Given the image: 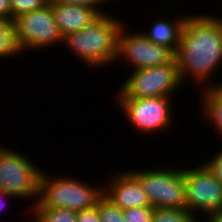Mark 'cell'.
<instances>
[{
  "label": "cell",
  "mask_w": 222,
  "mask_h": 222,
  "mask_svg": "<svg viewBox=\"0 0 222 222\" xmlns=\"http://www.w3.org/2000/svg\"><path fill=\"white\" fill-rule=\"evenodd\" d=\"M106 184H103V194L122 210L134 207L151 206L141 183L128 171L113 173Z\"/></svg>",
  "instance_id": "8fae6325"
},
{
  "label": "cell",
  "mask_w": 222,
  "mask_h": 222,
  "mask_svg": "<svg viewBox=\"0 0 222 222\" xmlns=\"http://www.w3.org/2000/svg\"><path fill=\"white\" fill-rule=\"evenodd\" d=\"M119 86L116 98L173 97L183 82L176 59L160 66L133 70Z\"/></svg>",
  "instance_id": "8992f818"
},
{
  "label": "cell",
  "mask_w": 222,
  "mask_h": 222,
  "mask_svg": "<svg viewBox=\"0 0 222 222\" xmlns=\"http://www.w3.org/2000/svg\"><path fill=\"white\" fill-rule=\"evenodd\" d=\"M200 164L194 166L196 168L183 167L186 209L197 219L222 210V183L203 163Z\"/></svg>",
  "instance_id": "9c48e42d"
},
{
  "label": "cell",
  "mask_w": 222,
  "mask_h": 222,
  "mask_svg": "<svg viewBox=\"0 0 222 222\" xmlns=\"http://www.w3.org/2000/svg\"><path fill=\"white\" fill-rule=\"evenodd\" d=\"M30 159V160H29ZM14 148L0 144V191L13 198L38 200L40 177L44 169Z\"/></svg>",
  "instance_id": "277c9868"
},
{
  "label": "cell",
  "mask_w": 222,
  "mask_h": 222,
  "mask_svg": "<svg viewBox=\"0 0 222 222\" xmlns=\"http://www.w3.org/2000/svg\"><path fill=\"white\" fill-rule=\"evenodd\" d=\"M213 81L214 83L209 88L222 100V81Z\"/></svg>",
  "instance_id": "484cf974"
},
{
  "label": "cell",
  "mask_w": 222,
  "mask_h": 222,
  "mask_svg": "<svg viewBox=\"0 0 222 222\" xmlns=\"http://www.w3.org/2000/svg\"><path fill=\"white\" fill-rule=\"evenodd\" d=\"M197 220L186 208H155L151 222H196Z\"/></svg>",
  "instance_id": "e0dca14e"
},
{
  "label": "cell",
  "mask_w": 222,
  "mask_h": 222,
  "mask_svg": "<svg viewBox=\"0 0 222 222\" xmlns=\"http://www.w3.org/2000/svg\"><path fill=\"white\" fill-rule=\"evenodd\" d=\"M77 222H101L100 214L97 205L90 209L79 211L77 215Z\"/></svg>",
  "instance_id": "603a6c76"
},
{
  "label": "cell",
  "mask_w": 222,
  "mask_h": 222,
  "mask_svg": "<svg viewBox=\"0 0 222 222\" xmlns=\"http://www.w3.org/2000/svg\"><path fill=\"white\" fill-rule=\"evenodd\" d=\"M153 211L151 206L134 207L123 210V216L126 222H151Z\"/></svg>",
  "instance_id": "ffe728a7"
},
{
  "label": "cell",
  "mask_w": 222,
  "mask_h": 222,
  "mask_svg": "<svg viewBox=\"0 0 222 222\" xmlns=\"http://www.w3.org/2000/svg\"><path fill=\"white\" fill-rule=\"evenodd\" d=\"M10 197L12 198L13 196L9 195L8 193H5V192L0 191V200H1V201H0V204H1V205H0V211L3 210L5 207H8V206H7V203H6L7 201L5 200V198H6L7 200H10V199H11ZM3 200H4V201H3ZM1 207H2L3 209H2Z\"/></svg>",
  "instance_id": "4316f807"
},
{
  "label": "cell",
  "mask_w": 222,
  "mask_h": 222,
  "mask_svg": "<svg viewBox=\"0 0 222 222\" xmlns=\"http://www.w3.org/2000/svg\"><path fill=\"white\" fill-rule=\"evenodd\" d=\"M98 211L101 222H126L123 210L104 194L98 199Z\"/></svg>",
  "instance_id": "ac0fdd59"
},
{
  "label": "cell",
  "mask_w": 222,
  "mask_h": 222,
  "mask_svg": "<svg viewBox=\"0 0 222 222\" xmlns=\"http://www.w3.org/2000/svg\"><path fill=\"white\" fill-rule=\"evenodd\" d=\"M115 16L100 14L85 28L66 35L62 45L91 70L116 64L118 34L124 21Z\"/></svg>",
  "instance_id": "7a4b0ae2"
},
{
  "label": "cell",
  "mask_w": 222,
  "mask_h": 222,
  "mask_svg": "<svg viewBox=\"0 0 222 222\" xmlns=\"http://www.w3.org/2000/svg\"><path fill=\"white\" fill-rule=\"evenodd\" d=\"M175 59L183 84L192 78L203 89L211 86L212 74L222 67V27L214 15L188 14Z\"/></svg>",
  "instance_id": "6da1fadb"
},
{
  "label": "cell",
  "mask_w": 222,
  "mask_h": 222,
  "mask_svg": "<svg viewBox=\"0 0 222 222\" xmlns=\"http://www.w3.org/2000/svg\"><path fill=\"white\" fill-rule=\"evenodd\" d=\"M0 20L13 21L9 0H0Z\"/></svg>",
  "instance_id": "cb8c5ba5"
},
{
  "label": "cell",
  "mask_w": 222,
  "mask_h": 222,
  "mask_svg": "<svg viewBox=\"0 0 222 222\" xmlns=\"http://www.w3.org/2000/svg\"><path fill=\"white\" fill-rule=\"evenodd\" d=\"M51 7L63 38L85 28L100 15L94 8L86 6L51 3Z\"/></svg>",
  "instance_id": "7c38bea8"
},
{
  "label": "cell",
  "mask_w": 222,
  "mask_h": 222,
  "mask_svg": "<svg viewBox=\"0 0 222 222\" xmlns=\"http://www.w3.org/2000/svg\"><path fill=\"white\" fill-rule=\"evenodd\" d=\"M42 172L40 177L39 196L37 202L43 208H62L76 212L90 209L97 205L103 195L102 187L88 184L76 177H55L54 174ZM54 176V178H53Z\"/></svg>",
  "instance_id": "3957f363"
},
{
  "label": "cell",
  "mask_w": 222,
  "mask_h": 222,
  "mask_svg": "<svg viewBox=\"0 0 222 222\" xmlns=\"http://www.w3.org/2000/svg\"><path fill=\"white\" fill-rule=\"evenodd\" d=\"M212 15L215 16V18L219 21V23H220V25H221V27H222V16H221V17H218L217 14H216V15H215V14H212Z\"/></svg>",
  "instance_id": "83f0119b"
},
{
  "label": "cell",
  "mask_w": 222,
  "mask_h": 222,
  "mask_svg": "<svg viewBox=\"0 0 222 222\" xmlns=\"http://www.w3.org/2000/svg\"><path fill=\"white\" fill-rule=\"evenodd\" d=\"M110 0H50L51 3H61L65 5H78L94 8L99 14L107 13L102 4L108 3ZM101 7V8H100ZM104 11H103V9Z\"/></svg>",
  "instance_id": "7402d4cb"
},
{
  "label": "cell",
  "mask_w": 222,
  "mask_h": 222,
  "mask_svg": "<svg viewBox=\"0 0 222 222\" xmlns=\"http://www.w3.org/2000/svg\"><path fill=\"white\" fill-rule=\"evenodd\" d=\"M183 16L176 17L172 19H156L153 20L148 30L142 31V34L153 43L163 46L166 48H171L175 53L178 49L180 35L183 28V24L188 17L184 14ZM148 32V33H147Z\"/></svg>",
  "instance_id": "4fadbf2b"
},
{
  "label": "cell",
  "mask_w": 222,
  "mask_h": 222,
  "mask_svg": "<svg viewBox=\"0 0 222 222\" xmlns=\"http://www.w3.org/2000/svg\"><path fill=\"white\" fill-rule=\"evenodd\" d=\"M13 24L16 43L22 53L33 49L42 51L56 44L63 47V37L54 19L51 2L41 9L17 16Z\"/></svg>",
  "instance_id": "ba28073f"
},
{
  "label": "cell",
  "mask_w": 222,
  "mask_h": 222,
  "mask_svg": "<svg viewBox=\"0 0 222 222\" xmlns=\"http://www.w3.org/2000/svg\"><path fill=\"white\" fill-rule=\"evenodd\" d=\"M31 222H77L78 212L62 208H43L37 201L29 209Z\"/></svg>",
  "instance_id": "9a60e30c"
},
{
  "label": "cell",
  "mask_w": 222,
  "mask_h": 222,
  "mask_svg": "<svg viewBox=\"0 0 222 222\" xmlns=\"http://www.w3.org/2000/svg\"><path fill=\"white\" fill-rule=\"evenodd\" d=\"M196 222H206L204 219L202 221V219H198Z\"/></svg>",
  "instance_id": "f1b7e54d"
},
{
  "label": "cell",
  "mask_w": 222,
  "mask_h": 222,
  "mask_svg": "<svg viewBox=\"0 0 222 222\" xmlns=\"http://www.w3.org/2000/svg\"><path fill=\"white\" fill-rule=\"evenodd\" d=\"M222 143V142H221ZM221 149L215 151V155L208 156L203 164L209 169V171L222 183V145Z\"/></svg>",
  "instance_id": "44dd1931"
},
{
  "label": "cell",
  "mask_w": 222,
  "mask_h": 222,
  "mask_svg": "<svg viewBox=\"0 0 222 222\" xmlns=\"http://www.w3.org/2000/svg\"><path fill=\"white\" fill-rule=\"evenodd\" d=\"M201 95L199 102L201 107V113L204 116V120H207L212 128H214L219 139L222 138V100L210 89L205 88L200 90ZM221 137V138H220ZM222 142V139L220 140Z\"/></svg>",
  "instance_id": "5bb4252c"
},
{
  "label": "cell",
  "mask_w": 222,
  "mask_h": 222,
  "mask_svg": "<svg viewBox=\"0 0 222 222\" xmlns=\"http://www.w3.org/2000/svg\"><path fill=\"white\" fill-rule=\"evenodd\" d=\"M158 168L128 170L140 183L146 192L151 207L185 209L186 194L182 167H172L160 164ZM177 168V169H176Z\"/></svg>",
  "instance_id": "5b68a950"
},
{
  "label": "cell",
  "mask_w": 222,
  "mask_h": 222,
  "mask_svg": "<svg viewBox=\"0 0 222 222\" xmlns=\"http://www.w3.org/2000/svg\"><path fill=\"white\" fill-rule=\"evenodd\" d=\"M127 24L125 21L119 30L115 62L125 60L124 63L127 62L133 71L164 65L175 60V52L171 48L149 41L141 30L132 33L130 28L127 29Z\"/></svg>",
  "instance_id": "30bf717a"
},
{
  "label": "cell",
  "mask_w": 222,
  "mask_h": 222,
  "mask_svg": "<svg viewBox=\"0 0 222 222\" xmlns=\"http://www.w3.org/2000/svg\"><path fill=\"white\" fill-rule=\"evenodd\" d=\"M20 47L16 43V34L13 21L0 20V59L16 58L22 55Z\"/></svg>",
  "instance_id": "2e32d148"
},
{
  "label": "cell",
  "mask_w": 222,
  "mask_h": 222,
  "mask_svg": "<svg viewBox=\"0 0 222 222\" xmlns=\"http://www.w3.org/2000/svg\"><path fill=\"white\" fill-rule=\"evenodd\" d=\"M206 222H222V210L209 213L205 218Z\"/></svg>",
  "instance_id": "d4e9b609"
},
{
  "label": "cell",
  "mask_w": 222,
  "mask_h": 222,
  "mask_svg": "<svg viewBox=\"0 0 222 222\" xmlns=\"http://www.w3.org/2000/svg\"><path fill=\"white\" fill-rule=\"evenodd\" d=\"M13 19L19 15L41 9L49 4L50 0H9Z\"/></svg>",
  "instance_id": "d6986e66"
},
{
  "label": "cell",
  "mask_w": 222,
  "mask_h": 222,
  "mask_svg": "<svg viewBox=\"0 0 222 222\" xmlns=\"http://www.w3.org/2000/svg\"><path fill=\"white\" fill-rule=\"evenodd\" d=\"M172 100L171 97H149L115 98L114 101L133 129L148 137L168 132L175 126Z\"/></svg>",
  "instance_id": "52a82bcc"
}]
</instances>
